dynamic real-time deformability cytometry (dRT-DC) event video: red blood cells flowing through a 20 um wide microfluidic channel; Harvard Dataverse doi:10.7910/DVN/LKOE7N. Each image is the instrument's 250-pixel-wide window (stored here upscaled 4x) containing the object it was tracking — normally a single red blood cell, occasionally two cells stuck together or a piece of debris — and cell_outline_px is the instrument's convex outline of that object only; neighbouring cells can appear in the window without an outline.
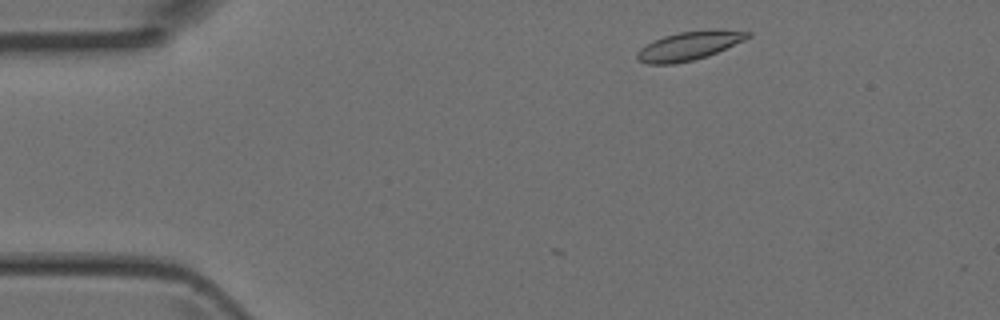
{"species": "Egyptian fruit bat (a non-hibernating species)", "species_latin": "Rousettus aegyptiacus", "temperature_condition": "room temperature", "stored_images_in_passage": 5, "camera_frame_rate_fps": 3000, "um_per_image_px": 0.085, "animal": {"sex": "female"}, "frame": {"image": 1, "passage_image": 3, "time_ms": 0.667, "image_size_px": [1000, 320], "cell_outline_px": [[752, 36], [744, 40], [708, 56], [676, 64], [648, 64], [640, 60], [636, 56], [636, 52], [640, 48], [652, 40], [664, 36], [680, 32], [716, 28], [720, 28], [752, 32]], "centroid_in_image_um": [58.6, 3.87], "position_along_channel_um": 26.4, "area_um2": 18.73}}